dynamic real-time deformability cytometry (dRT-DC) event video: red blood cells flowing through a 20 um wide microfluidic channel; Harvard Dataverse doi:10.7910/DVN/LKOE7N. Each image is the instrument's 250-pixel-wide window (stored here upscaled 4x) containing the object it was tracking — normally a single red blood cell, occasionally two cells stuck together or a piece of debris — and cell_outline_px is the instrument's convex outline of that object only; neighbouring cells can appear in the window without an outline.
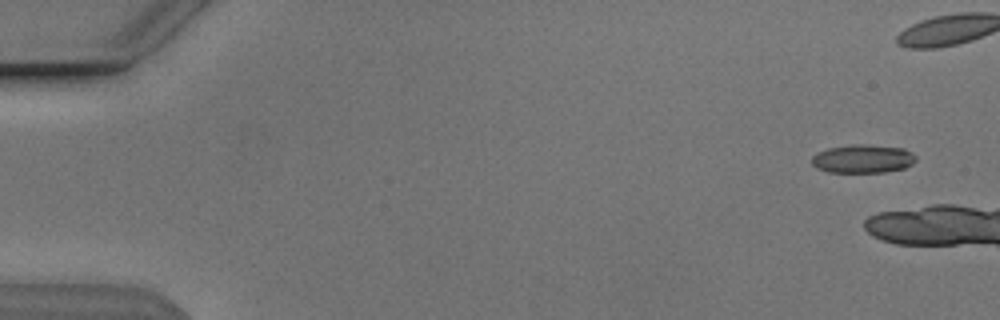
{"species": "Egyptian fruit bat (a non-hibernating species)", "species_latin": "Rousettus aegyptiacus", "temperature_condition": "cold", "stored_images_in_passage": 6, "camera_frame_rate_fps": 3000, "um_per_image_px": 0.085, "animal": {"sex": "male"}, "frame": {"image": 1, "passage_image": 1, "time_ms": 0.0, "image_size_px": [1000, 320], "cell_outline_px": [[916, 160], [912, 164], [904, 168], [884, 172], [828, 172], [816, 168], [812, 164], [812, 156], [828, 148], [852, 144], [868, 144], [904, 148], [912, 152], [916, 156]], "centroid_in_image_um": [73.36, 13.49], "position_along_channel_um": 11.6, "area_um2": 17.34}}